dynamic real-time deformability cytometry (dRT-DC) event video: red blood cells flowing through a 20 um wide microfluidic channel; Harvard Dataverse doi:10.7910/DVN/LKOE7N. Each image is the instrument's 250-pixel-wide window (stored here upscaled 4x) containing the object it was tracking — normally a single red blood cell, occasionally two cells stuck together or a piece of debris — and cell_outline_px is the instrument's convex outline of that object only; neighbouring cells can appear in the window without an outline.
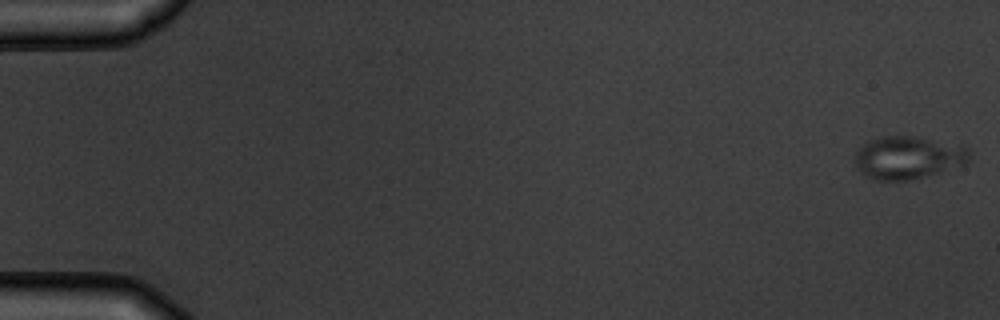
{"species": "common noctule bat (a hibernating species)", "species_latin": "Nyctalus noctula", "temperature_condition": "warm", "stored_images_in_passage": 6, "camera_frame_rate_fps": 3000, "um_per_image_px": 0.085, "animal": {"sex": "male", "body_mass_g": 19.5, "forearm_length_mm": 54.6}, "frame": {"image": 1, "passage_image": 1, "time_ms": 0.0, "image_size_px": [1000, 320], "cell_outline_px": [[968, 160], [964, 164], [908, 180], [872, 180], [864, 176], [856, 168], [856, 148], [868, 140], [880, 136], [916, 136], [964, 144], [968, 148]], "centroid_in_image_um": [77.14, 13.36], "position_along_channel_um": 7.9, "area_um2": 28.73}}